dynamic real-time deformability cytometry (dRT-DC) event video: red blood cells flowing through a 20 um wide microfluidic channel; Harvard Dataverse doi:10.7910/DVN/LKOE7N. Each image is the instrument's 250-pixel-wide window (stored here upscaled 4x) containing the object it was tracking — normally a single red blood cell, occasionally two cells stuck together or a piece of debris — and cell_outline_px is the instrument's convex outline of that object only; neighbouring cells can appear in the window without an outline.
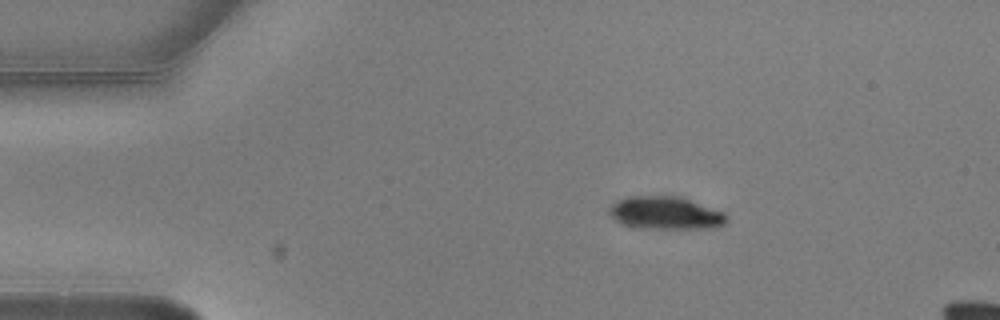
{"species": "common noctule bat (a hibernating species)", "species_latin": "Nyctalus noctula", "temperature_condition": "warm", "stored_images_in_passage": 3, "camera_frame_rate_fps": 3000, "um_per_image_px": 0.085, "animal": {"sex": "male", "body_mass_g": 20.5, "forearm_length_mm": 52.5}, "frame": {"image": 1, "passage_image": 3, "time_ms": 0.667, "image_size_px": [1000, 320], "cell_outline_px": [[728, 220], [724, 224], [712, 228], [640, 228], [624, 224], [608, 216], [608, 204], [624, 196], [680, 196], [724, 212], [728, 216]], "centroid_in_image_um": [56.51, 18.09], "position_along_channel_um": 28.5, "area_um2": 22.72}}